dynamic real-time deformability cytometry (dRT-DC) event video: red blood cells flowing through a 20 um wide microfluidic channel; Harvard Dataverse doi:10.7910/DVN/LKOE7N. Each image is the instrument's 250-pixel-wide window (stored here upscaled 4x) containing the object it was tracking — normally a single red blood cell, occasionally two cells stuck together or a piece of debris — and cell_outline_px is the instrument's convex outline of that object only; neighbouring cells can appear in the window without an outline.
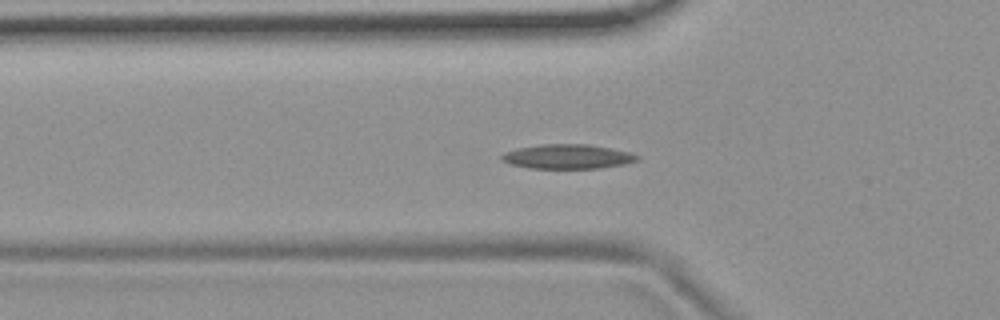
{"species": "common noctule bat (a hibernating species)", "species_latin": "Nyctalus noctula", "temperature_condition": "room temperature", "stored_images_in_passage": 42, "camera_frame_rate_fps": 3000, "um_per_image_px": 0.085, "animal": {"sex": "female", "body_mass_g": 19.9}, "frame": {"image": 1, "passage_image": 5, "time_ms": 1.333, "image_size_px": [1000, 320], "cell_outline_px": [[640, 160], [624, 164], [600, 168], [528, 168], [512, 164], [500, 160], [500, 156], [504, 152], [516, 148], [540, 144], [588, 144], [612, 148], [632, 152], [640, 156]], "centroid_in_image_um": [48.26, 13.3], "position_along_channel_um": 77.5, "area_um2": 19.54}}
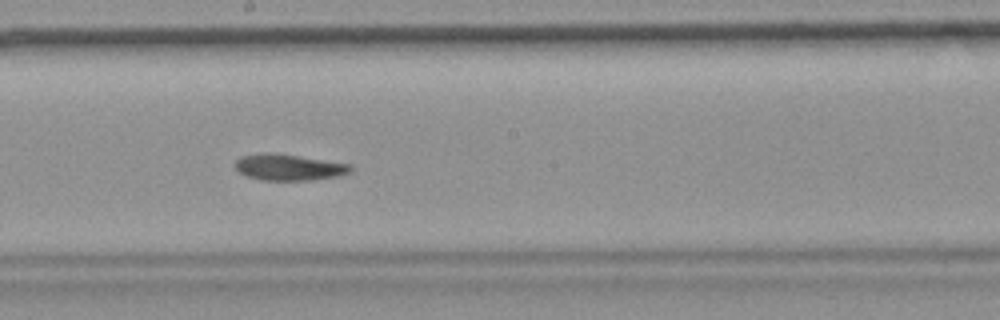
{"frame": {"image": 2, "passage_image": 17, "time_ms": 5.333, "image_size_px": [1000, 320], "cell_outline_px": [[352, 172], [340, 176], [312, 180], [260, 180], [248, 176], [240, 172], [236, 168], [236, 160], [240, 156], [260, 152], [268, 152], [352, 164]], "centroid_in_image_um": [24.57, 14.22], "position_along_channel_um": 223.6, "area_um2": 17.63}}
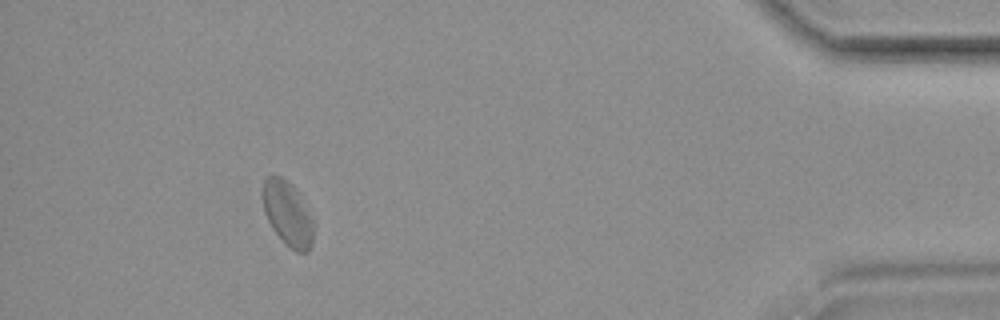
{"frame": {"image": 3, "passage_image": 37, "time_ms": 12.0, "image_size_px": [1000, 320], "cell_outline_px": [[312, 244], [308, 252], [296, 252], [288, 248], [284, 244], [272, 228], [264, 212], [260, 192], [264, 180], [268, 176], [280, 176], [292, 184], [296, 188], [312, 220]], "centroid_in_image_um": [24.4, 18.16], "position_along_channel_um": 410.8, "area_um2": 19.25}, "authors_computed_cell_mechanics": {"area_um2": 18.4382, "velocity_mm_per_s": 3.658, "shape_relaxation_time_tau1_ms": null, "shape_relaxation_time_tau2_ms": 5.0153, "deformation_change_tau1": null, "deformation_change_tau2": 0.0912}}